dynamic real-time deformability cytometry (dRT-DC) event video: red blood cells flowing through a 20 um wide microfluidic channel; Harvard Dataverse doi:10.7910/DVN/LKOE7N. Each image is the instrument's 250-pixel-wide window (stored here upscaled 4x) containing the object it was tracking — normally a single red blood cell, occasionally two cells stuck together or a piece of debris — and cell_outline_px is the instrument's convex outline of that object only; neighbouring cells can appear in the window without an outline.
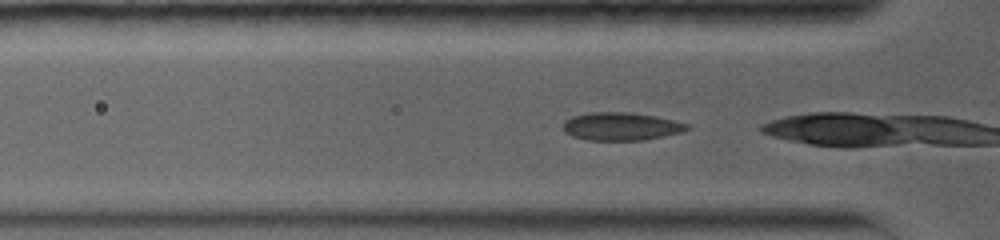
{"species": "common noctule bat (a hibernating species)", "species_latin": "Nyctalus noctula", "temperature_condition": "warm", "stored_images_in_passage": 12, "camera_frame_rate_fps": 5000, "um_per_image_px": 0.085, "animal": {"sex": "female", "body_mass_g": 19.0, "forearm_length_mm": 56.7}, "frame": {"image": 1, "passage_image": 3, "time_ms": 0.4, "image_size_px": [1000, 240], "cell_outline_px": [[692, 128], [684, 132], [644, 140], [588, 140], [572, 136], [564, 132], [564, 120], [572, 116], [588, 112], [628, 112], [656, 116], [688, 124]], "centroid_in_image_um": [52.8, 10.74], "position_along_channel_um": 73.0, "area_um2": 20.35}}
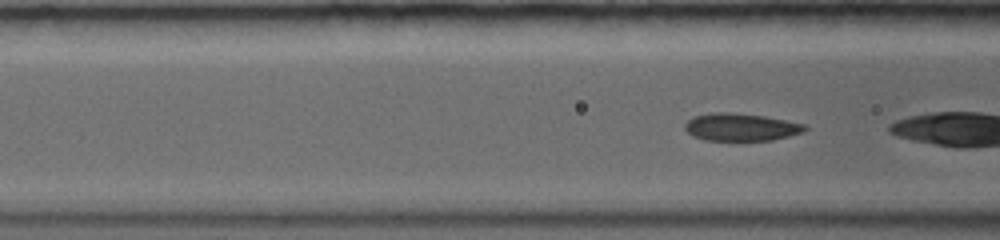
{"frame": {"image": 2, "passage_image": 7, "time_ms": 1.2, "image_size_px": [1000, 240], "cell_outline_px": [[808, 128], [804, 132], [772, 140], [704, 140], [692, 136], [684, 128], [684, 124], [692, 116], [712, 112], [728, 112], [764, 116], [804, 124]], "centroid_in_image_um": [62.94, 10.8], "position_along_channel_um": 103.7, "area_um2": 19.25}}